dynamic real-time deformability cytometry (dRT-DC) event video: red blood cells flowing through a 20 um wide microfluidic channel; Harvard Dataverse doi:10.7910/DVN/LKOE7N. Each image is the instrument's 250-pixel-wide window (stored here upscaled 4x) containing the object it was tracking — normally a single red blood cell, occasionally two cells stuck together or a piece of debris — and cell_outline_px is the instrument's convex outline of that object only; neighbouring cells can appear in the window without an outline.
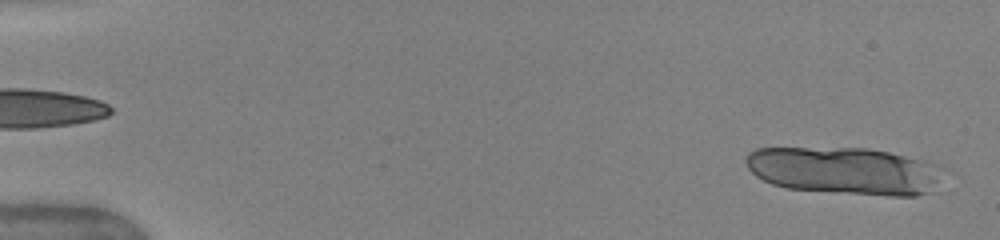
{"species": "human", "species_latin": "Homo sapiens", "temperature_condition": "warm", "stored_images_in_passage": 12, "camera_frame_rate_fps": 3000, "um_per_image_px": 0.085, "donor": {"sex": "female"}, "frame": {"image": 1, "passage_image": 1, "time_ms": 0.0, "image_size_px": [1000, 240], "cell_outline_px": [[936, 180], [928, 192], [916, 196], [888, 196], [788, 188], [772, 184], [756, 176], [748, 168], [744, 160], [748, 152], [756, 148], [868, 148], [888, 152], [920, 160], [932, 164]], "centroid_in_image_um": [71.61, 14.5], "position_along_channel_um": 13.4, "area_um2": 53.23}}